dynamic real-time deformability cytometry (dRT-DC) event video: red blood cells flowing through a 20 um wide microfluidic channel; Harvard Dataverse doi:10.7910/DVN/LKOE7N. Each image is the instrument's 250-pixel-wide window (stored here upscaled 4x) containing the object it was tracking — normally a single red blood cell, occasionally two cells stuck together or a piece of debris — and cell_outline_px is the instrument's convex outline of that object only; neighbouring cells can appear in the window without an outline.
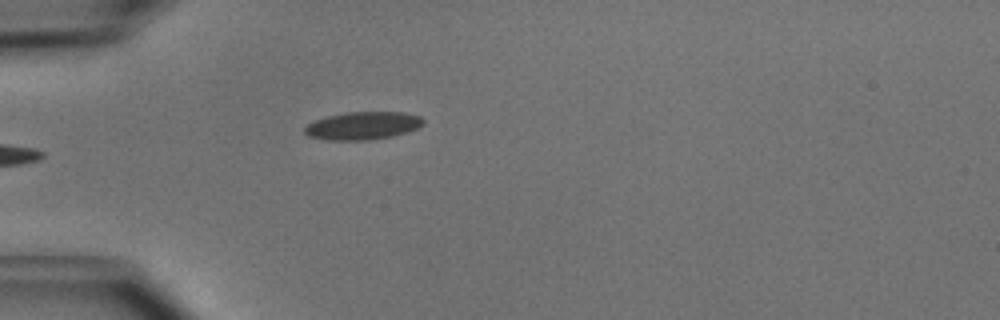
{"species": "common noctule bat (a hibernating species)", "species_latin": "Nyctalus noctula", "temperature_condition": "cold", "stored_images_in_passage": 34, "camera_frame_rate_fps": 3000, "um_per_image_px": 0.085, "animal": {"sex": "male", "body_mass_g": 15.6}, "frame": {"image": 1, "passage_image": 2, "time_ms": 0.333, "image_size_px": [1000, 320], "cell_outline_px": [[424, 124], [416, 128], [392, 136], [368, 140], [328, 140], [308, 136], [304, 132], [304, 128], [312, 120], [344, 112], [404, 112], [420, 116], [424, 120]], "centroid_in_image_um": [30.8, 10.67], "position_along_channel_um": 54.2, "area_um2": 19.25}}
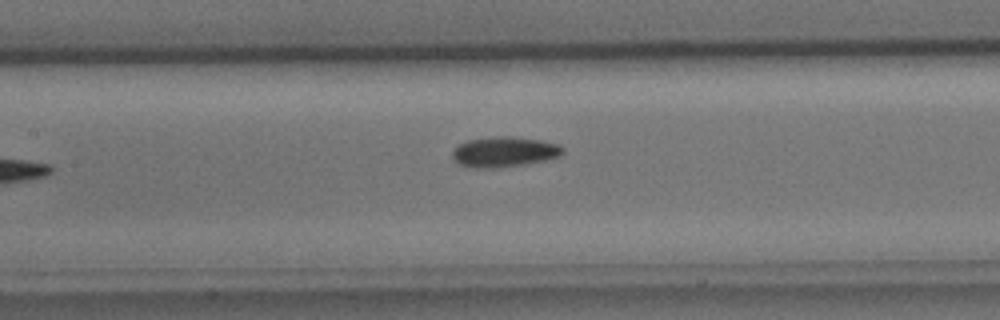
{"frame": {"image": 2, "passage_image": 11, "time_ms": 3.333, "image_size_px": [1000, 320], "cell_outline_px": [[564, 152], [560, 156], [544, 160], [524, 164], [496, 168], [476, 168], [460, 164], [452, 156], [452, 152], [460, 144], [468, 140], [496, 136], [508, 136], [540, 140], [560, 144], [564, 148]], "centroid_in_image_um": [42.9, 12.9], "position_along_channel_um": 164.5, "area_um2": 19.31}}
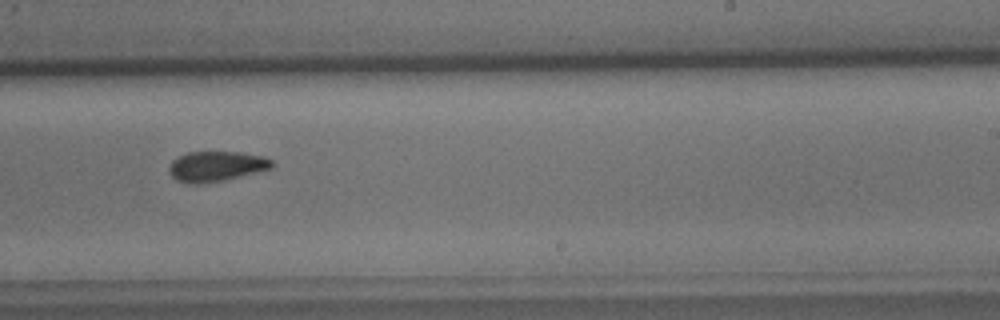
{"frame": {"image": 3, "passage_image": 19, "time_ms": 6.0, "image_size_px": [1000, 320], "cell_outline_px": [[272, 168], [224, 180], [200, 184], [188, 184], [176, 180], [168, 172], [168, 168], [172, 160], [188, 152], [240, 152], [260, 156], [272, 160]], "centroid_in_image_um": [18.32, 14.14], "position_along_channel_um": 270.7, "area_um2": 17.98}, "authors_computed_cell_mechanics": {"area_um2": 18.785, "velocity_mm_per_s": 3.992, "shape_relaxation_time_tau1_ms": 3.4232, "shape_relaxation_time_tau2_ms": 9.4101, "deformation_change_tau1": 0.1134, "deformation_change_tau2": 0.1476}}